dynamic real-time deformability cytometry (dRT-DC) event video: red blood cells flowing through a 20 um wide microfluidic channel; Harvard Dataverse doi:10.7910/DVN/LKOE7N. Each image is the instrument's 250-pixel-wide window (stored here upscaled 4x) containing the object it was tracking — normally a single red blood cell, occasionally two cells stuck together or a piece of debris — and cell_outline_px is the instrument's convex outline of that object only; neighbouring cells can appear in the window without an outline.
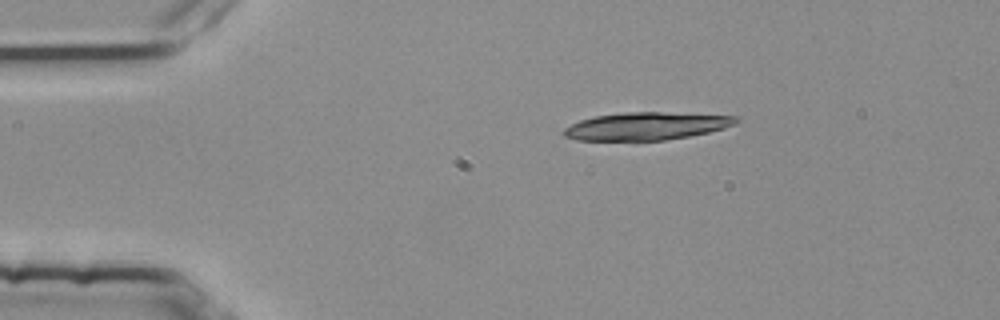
{"species": "common noctule bat (a hibernating species)", "species_latin": "Nyctalus noctula", "temperature_condition": "room temperature", "stored_images_in_passage": 2, "camera_frame_rate_fps": 3000, "um_per_image_px": 0.085, "animal": {"sex": "female", "body_mass_g": 25.1}, "frame": {"image": 1, "passage_image": 1, "time_ms": 0.0, "image_size_px": [1000, 320], "cell_outline_px": [[740, 120], [736, 124], [724, 128], [708, 132], [688, 136], [664, 140], [576, 140], [564, 136], [564, 128], [580, 120], [596, 116], [624, 112], [660, 112], [740, 116]], "centroid_in_image_um": [54.97, 10.71], "position_along_channel_um": 30.0, "area_um2": 27.69}}